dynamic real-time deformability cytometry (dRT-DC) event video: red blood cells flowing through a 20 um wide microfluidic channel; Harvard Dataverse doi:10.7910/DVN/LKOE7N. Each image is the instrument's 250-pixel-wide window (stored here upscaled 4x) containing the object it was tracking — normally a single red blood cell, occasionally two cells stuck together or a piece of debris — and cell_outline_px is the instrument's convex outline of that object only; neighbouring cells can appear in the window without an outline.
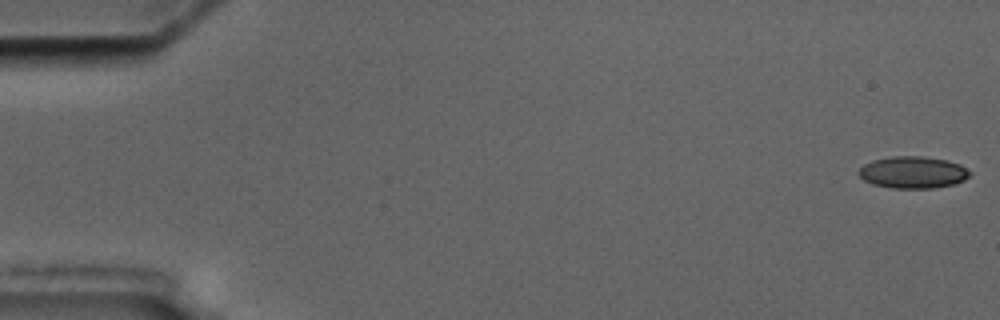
{"species": "common noctule bat (a hibernating species)", "species_latin": "Nyctalus noctula", "temperature_condition": "cold", "stored_images_in_passage": 5, "camera_frame_rate_fps": 3000, "um_per_image_px": 0.085, "animal": {"sex": "male", "body_mass_g": 17.5, "forearm_length_mm": 52.3}, "frame": {"image": 1, "passage_image": 1, "time_ms": 0.0, "image_size_px": [1000, 320], "cell_outline_px": [[972, 172], [964, 180], [952, 184], [932, 188], [892, 188], [872, 184], [864, 180], [856, 172], [864, 164], [872, 160], [892, 156], [920, 156], [948, 160], [960, 164]], "centroid_in_image_um": [77.58, 14.64], "position_along_channel_um": 7.4, "area_um2": 20.69}}